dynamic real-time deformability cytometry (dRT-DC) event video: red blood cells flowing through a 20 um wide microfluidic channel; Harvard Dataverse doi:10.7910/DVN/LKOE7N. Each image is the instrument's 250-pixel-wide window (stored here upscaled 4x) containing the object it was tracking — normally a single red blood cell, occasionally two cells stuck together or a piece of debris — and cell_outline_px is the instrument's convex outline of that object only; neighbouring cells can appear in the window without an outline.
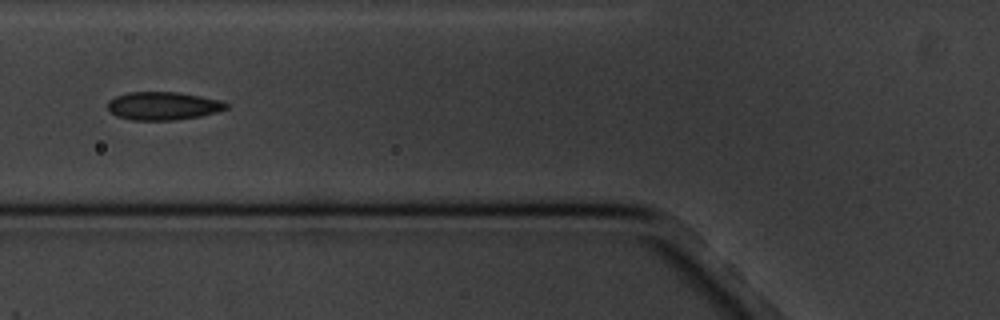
{"species": "common noctule bat (a hibernating species)", "species_latin": "Nyctalus noctula", "temperature_condition": "cold", "stored_images_in_passage": 9, "camera_frame_rate_fps": 3000, "um_per_image_px": 0.085, "animal": {"sex": "male", "body_mass_g": 20.1, "forearm_length_mm": 53.5}, "frame": {"image": 1, "passage_image": 6, "time_ms": 7.0, "image_size_px": [1000, 320], "cell_outline_px": [[228, 108], [216, 112], [200, 116], [172, 120], [132, 120], [116, 116], [108, 108], [108, 100], [116, 96], [128, 92], [176, 92], [220, 100], [228, 104]], "centroid_in_image_um": [13.84, 9.0], "position_along_channel_um": 112.0, "area_um2": 19.25}}
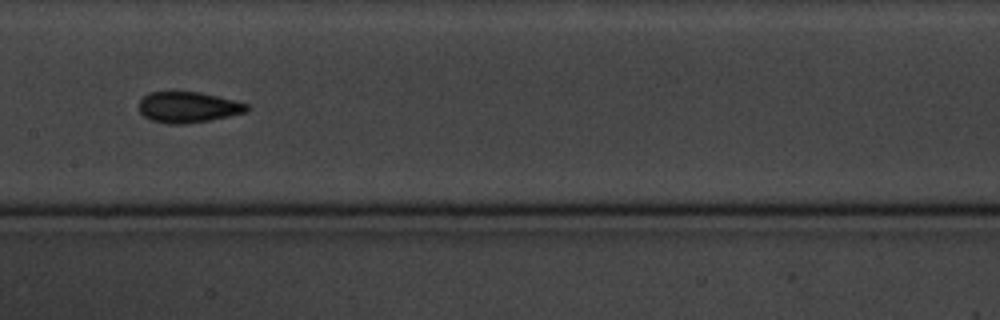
{"frame": {"image": 2, "passage_image": 8, "time_ms": 9.333, "image_size_px": [1000, 320], "cell_outline_px": [[252, 108], [244, 112], [228, 116], [208, 120], [180, 124], [168, 124], [148, 120], [140, 112], [136, 104], [148, 92], [200, 92], [248, 104]], "centroid_in_image_um": [15.92, 9.11], "position_along_channel_um": 191.5, "area_um2": 19.36}}
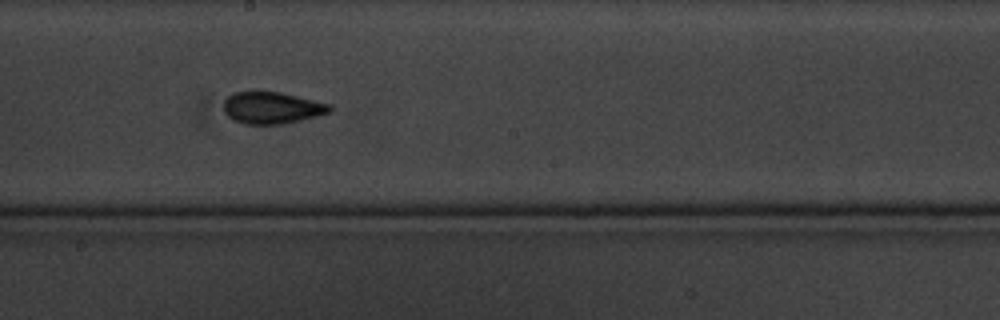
{"frame": {"image": 3, "passage_image": 9, "time_ms": 10.333, "image_size_px": [1000, 320], "cell_outline_px": [[332, 108], [328, 112], [320, 116], [284, 124], [244, 124], [232, 120], [224, 112], [224, 100], [232, 92], [280, 92], [332, 104]], "centroid_in_image_um": [23.12, 9.17], "position_along_channel_um": 225.1, "area_um2": 19.83}}